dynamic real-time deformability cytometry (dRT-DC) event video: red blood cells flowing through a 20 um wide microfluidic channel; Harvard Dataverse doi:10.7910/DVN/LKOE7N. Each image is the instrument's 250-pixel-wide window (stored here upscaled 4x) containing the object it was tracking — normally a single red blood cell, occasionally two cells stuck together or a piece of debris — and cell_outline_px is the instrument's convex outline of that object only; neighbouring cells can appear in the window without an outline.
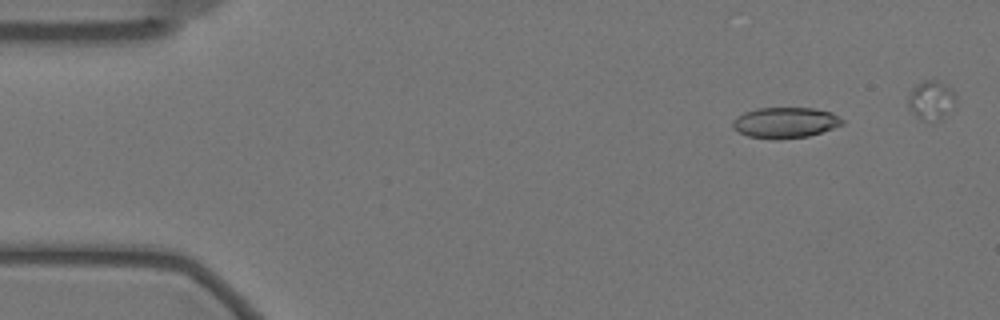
{"species": "Egyptian fruit bat (a non-hibernating species)", "species_latin": "Rousettus aegyptiacus", "temperature_condition": "warm", "stored_images_in_passage": 13, "camera_frame_rate_fps": 3000, "um_per_image_px": 0.085, "animal": {"sex": "female"}, "frame": {"image": 1, "passage_image": 2, "time_ms": 0.333, "image_size_px": [1000, 320], "cell_outline_px": [[844, 124], [808, 136], [776, 140], [748, 136], [732, 128], [732, 120], [736, 116], [744, 112], [756, 108], [816, 108], [832, 112], [844, 120]], "centroid_in_image_um": [66.72, 10.42], "position_along_channel_um": 18.3, "area_um2": 19.77}}